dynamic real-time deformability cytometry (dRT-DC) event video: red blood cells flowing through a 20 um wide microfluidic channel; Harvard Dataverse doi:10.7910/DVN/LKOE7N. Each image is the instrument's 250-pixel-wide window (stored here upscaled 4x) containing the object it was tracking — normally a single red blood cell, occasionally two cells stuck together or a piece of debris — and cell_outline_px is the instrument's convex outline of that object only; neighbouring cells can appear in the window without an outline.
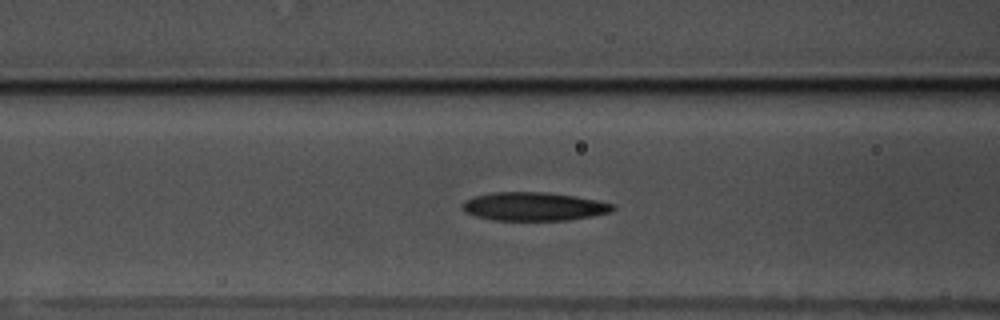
{"species": "common noctule bat (a hibernating species)", "species_latin": "Nyctalus noctula", "temperature_condition": "warm", "stored_images_in_passage": 46, "camera_frame_rate_fps": 3000, "um_per_image_px": 0.085, "animal": {"sex": "male", "body_mass_g": 17.5, "forearm_length_mm": 52.3}, "frame": {"image": 1, "passage_image": 18, "time_ms": 5.667, "image_size_px": [1000, 320], "cell_outline_px": [[616, 208], [612, 212], [592, 216], [568, 220], [492, 220], [476, 216], [464, 212], [460, 208], [460, 204], [464, 200], [472, 196], [492, 192], [548, 192], [596, 200], [616, 204]], "centroid_in_image_um": [45.33, 17.55], "position_along_channel_um": 121.3, "area_um2": 25.26}}
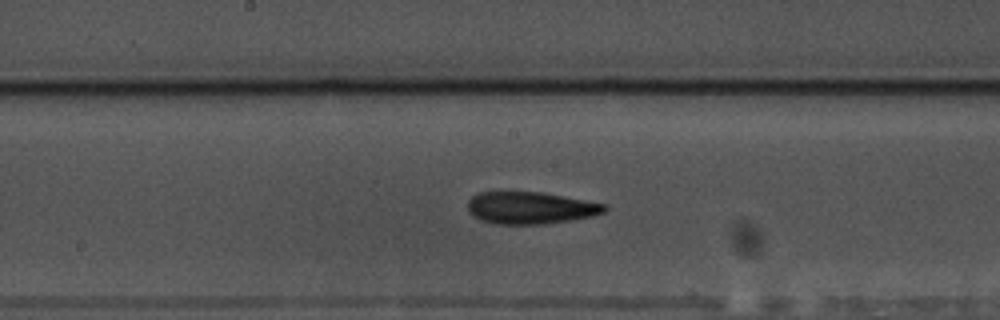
{"frame": {"image": 2, "passage_image": 25, "time_ms": 8.0, "image_size_px": [1000, 320], "cell_outline_px": [[608, 208], [604, 212], [592, 216], [568, 220], [540, 224], [496, 224], [480, 220], [472, 216], [468, 212], [468, 200], [472, 196], [480, 192], [540, 192], [564, 196], [608, 204]], "centroid_in_image_um": [45.07, 17.66], "position_along_channel_um": 203.1, "area_um2": 25.61}}
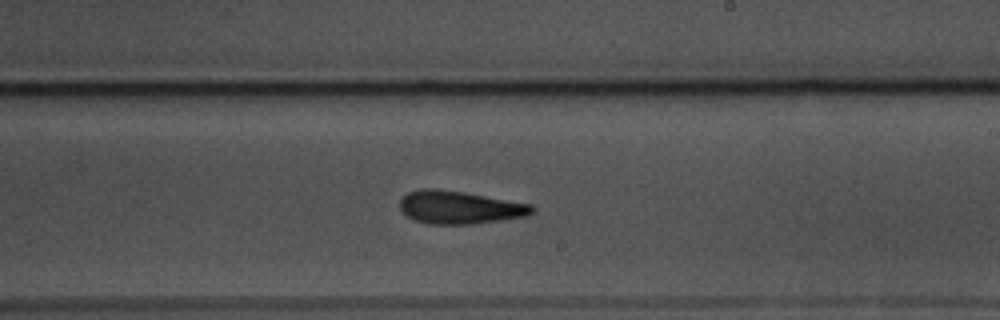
{"frame": {"image": 3, "passage_image": 29, "time_ms": 9.333, "image_size_px": [1000, 320], "cell_outline_px": [[536, 212], [528, 216], [472, 224], [432, 224], [416, 220], [408, 216], [400, 208], [400, 200], [408, 192], [420, 188], [436, 188], [532, 204], [536, 208]], "centroid_in_image_um": [39.1, 17.63], "position_along_channel_um": 249.9, "area_um2": 25.2}}